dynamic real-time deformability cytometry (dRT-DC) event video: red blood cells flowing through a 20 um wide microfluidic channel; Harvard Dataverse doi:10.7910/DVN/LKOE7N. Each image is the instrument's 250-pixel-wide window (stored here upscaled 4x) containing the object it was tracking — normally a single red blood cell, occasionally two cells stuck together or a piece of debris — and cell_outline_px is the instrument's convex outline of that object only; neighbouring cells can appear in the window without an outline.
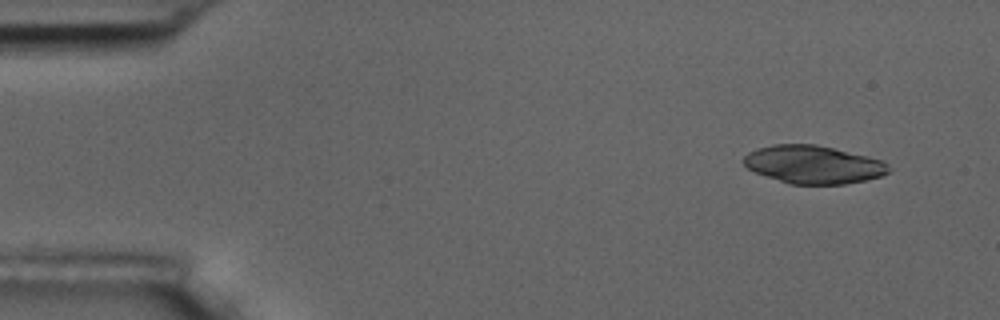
{"species": "common noctule bat (a hibernating species)", "species_latin": "Nyctalus noctula", "temperature_condition": "room temperature", "stored_images_in_passage": 6, "segment_of_instrument_passage": [2, 2], "camera_frame_rate_fps": 3000, "um_per_image_px": 0.085, "animal": {"sex": "male", "body_mass_g": 17.5, "forearm_length_mm": 52.3}, "frame": {"image": 1, "passage_image": 6, "time_ms": 6.0, "image_size_px": [1000, 320], "cell_outline_px": [[892, 168], [888, 172], [880, 176], [864, 180], [844, 184], [788, 184], [756, 172], [748, 168], [744, 164], [744, 156], [748, 152], [756, 148], [772, 144], [816, 144], [868, 156], [880, 160], [888, 164]], "centroid_in_image_um": [69.12, 13.98], "position_along_channel_um": 15.9, "area_um2": 32.08}}